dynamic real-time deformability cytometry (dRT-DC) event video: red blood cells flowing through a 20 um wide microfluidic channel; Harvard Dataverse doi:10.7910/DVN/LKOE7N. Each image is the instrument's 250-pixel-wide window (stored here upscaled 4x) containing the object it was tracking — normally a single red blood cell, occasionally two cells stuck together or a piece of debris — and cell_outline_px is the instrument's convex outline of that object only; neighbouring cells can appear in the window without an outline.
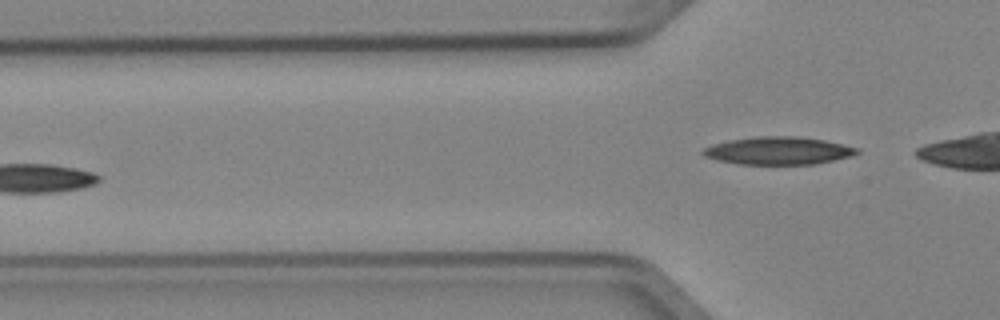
{"species": "Egyptian fruit bat (a non-hibernating species)", "species_latin": "Rousettus aegyptiacus", "temperature_condition": "cold", "stored_images_in_passage": 4, "camera_frame_rate_fps": 3000, "um_per_image_px": 0.085, "animal": {"sex": "female"}, "frame": {"image": 1, "passage_image": 4, "time_ms": 1.0, "image_size_px": [1000, 320], "cell_outline_px": [[860, 152], [852, 156], [816, 164], [740, 164], [716, 160], [704, 156], [700, 152], [704, 148], [712, 144], [728, 140], [756, 136], [796, 136], [824, 140], [860, 148]], "centroid_in_image_um": [66.15, 12.81], "position_along_channel_um": 59.6, "area_um2": 25.03}}